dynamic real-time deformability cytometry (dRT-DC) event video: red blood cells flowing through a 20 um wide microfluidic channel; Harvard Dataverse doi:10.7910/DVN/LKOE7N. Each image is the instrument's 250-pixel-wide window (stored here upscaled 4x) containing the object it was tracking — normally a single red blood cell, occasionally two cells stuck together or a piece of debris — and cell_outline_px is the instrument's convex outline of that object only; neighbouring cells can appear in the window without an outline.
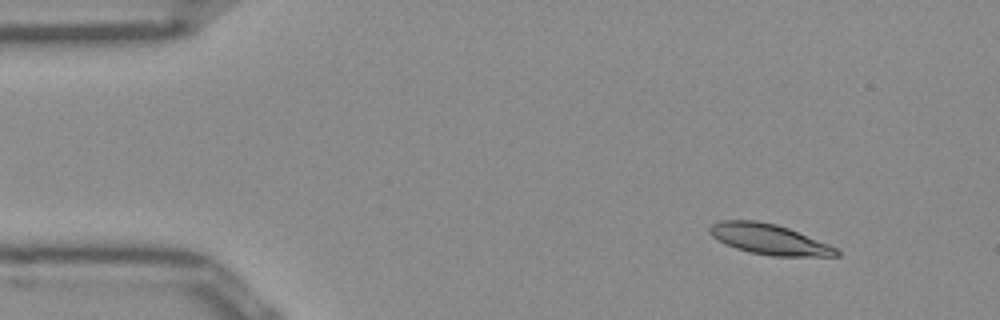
{"species": "Egyptian fruit bat (a non-hibernating species)", "species_latin": "Rousettus aegyptiacus", "temperature_condition": "room temperature", "stored_images_in_passage": 46, "camera_frame_rate_fps": 3000, "um_per_image_px": 0.085, "frame": {"image": 1, "passage_image": 1, "time_ms": 0.0, "image_size_px": [1000, 320], "cell_outline_px": [[840, 256], [772, 256], [752, 252], [736, 248], [712, 236], [708, 232], [708, 228], [712, 224], [720, 220], [756, 220], [776, 224], [788, 228], [828, 244], [836, 248], [840, 252]], "centroid_in_image_um": [65.37, 20.33], "position_along_channel_um": 19.6, "area_um2": 22.2}}
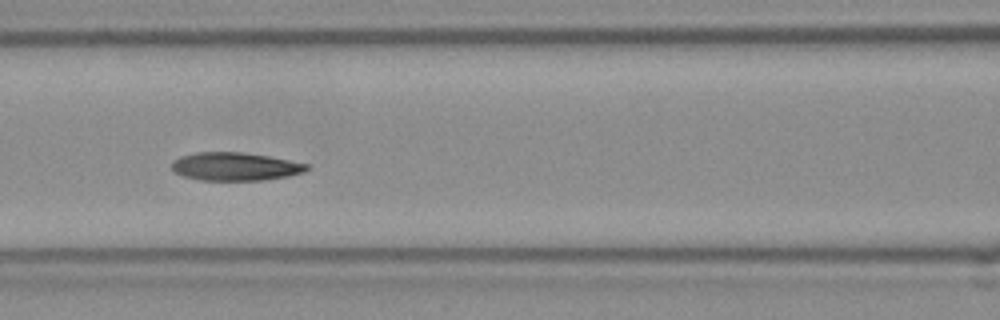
{"frame": {"image": 2, "passage_image": 17, "time_ms": 5.333, "image_size_px": [1000, 320], "cell_outline_px": [[312, 168], [304, 172], [288, 176], [264, 180], [200, 180], [184, 176], [176, 172], [172, 168], [172, 160], [180, 156], [196, 152], [244, 152], [268, 156], [308, 164]], "centroid_in_image_um": [20.0, 14.15], "position_along_channel_um": 146.6, "area_um2": 22.2}}
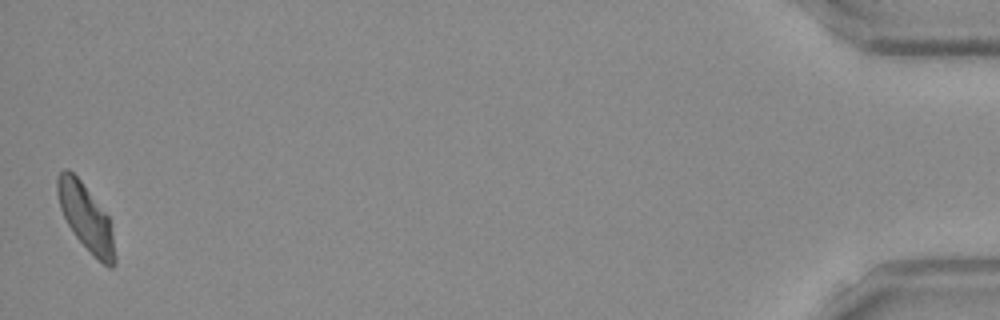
{"frame": {"image": 3, "passage_image": 46, "time_ms": 15.0, "image_size_px": [1000, 320], "cell_outline_px": [[116, 264], [112, 268], [108, 268], [76, 236], [68, 224], [60, 208], [56, 192], [56, 180], [60, 172], [64, 168], [68, 168], [80, 180], [108, 216], [112, 232], [116, 256]], "centroid_in_image_um": [7.29, 18.46], "position_along_channel_um": 427.9, "area_um2": 21.73}, "authors_computed_cell_mechanics": {"area_um2": 22.4553, "velocity_mm_per_s": 3.9215, "shape_relaxation_time_tau1_ms": 8.3206, "shape_relaxation_time_tau2_ms": 4.1861, "deformation_change_tau1": 0.204, "deformation_change_tau2": 0.0901}}